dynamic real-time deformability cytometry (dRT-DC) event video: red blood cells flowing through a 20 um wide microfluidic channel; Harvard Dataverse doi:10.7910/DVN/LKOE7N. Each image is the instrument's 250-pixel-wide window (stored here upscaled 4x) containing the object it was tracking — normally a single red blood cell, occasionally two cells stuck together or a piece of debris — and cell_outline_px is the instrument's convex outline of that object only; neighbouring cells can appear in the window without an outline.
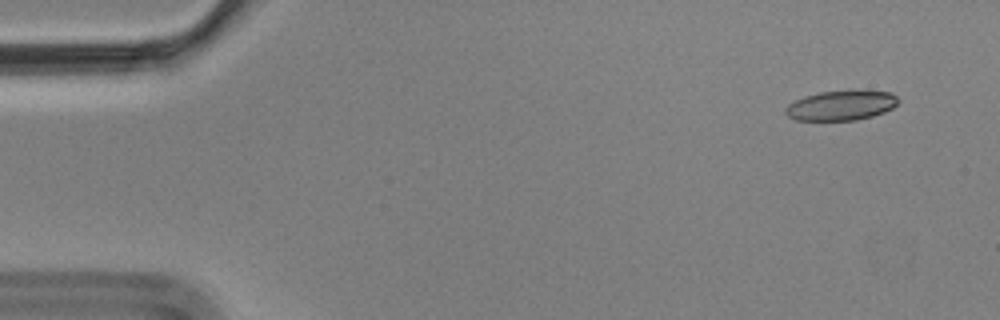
{"species": "Egyptian fruit bat (a non-hibernating species)", "species_latin": "Rousettus aegyptiacus", "temperature_condition": "cold", "stored_images_in_passage": 4, "camera_frame_rate_fps": 3000, "um_per_image_px": 0.085, "animal": {"sex": "male"}, "frame": {"image": 1, "passage_image": 1, "time_ms": 0.0, "image_size_px": [1000, 320], "cell_outline_px": [[900, 100], [892, 108], [884, 112], [872, 116], [856, 120], [796, 120], [788, 116], [784, 112], [784, 108], [788, 104], [804, 96], [820, 92], [856, 88], [892, 92]], "centroid_in_image_um": [71.53, 8.92], "position_along_channel_um": 13.5, "area_um2": 20.17}}
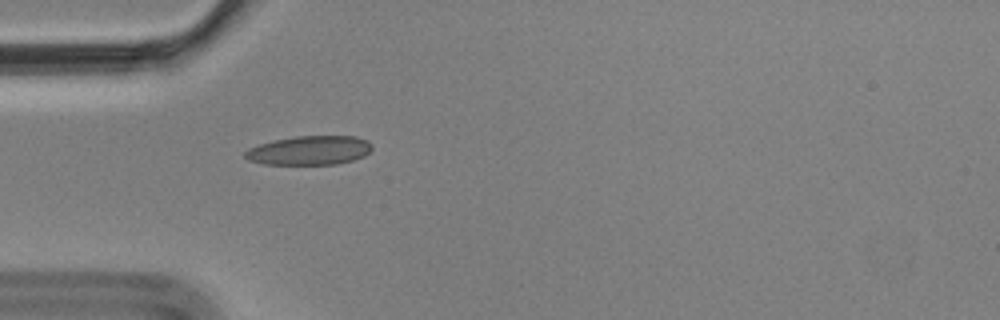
{"frame": {"image": 2, "passage_image": 4, "time_ms": 1.0, "image_size_px": [1000, 320], "cell_outline_px": [[372, 148], [364, 156], [352, 160], [336, 164], [264, 164], [248, 160], [244, 156], [244, 152], [248, 148], [260, 144], [276, 140], [296, 136], [356, 136], [368, 140], [372, 144]], "centroid_in_image_um": [26.31, 12.78], "position_along_channel_um": 58.7, "area_um2": 21.44}}